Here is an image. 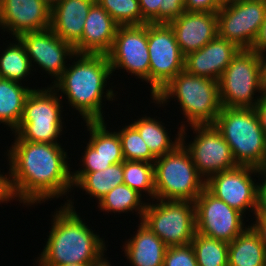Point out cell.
<instances>
[{"instance_id": "cell-39", "label": "cell", "mask_w": 266, "mask_h": 266, "mask_svg": "<svg viewBox=\"0 0 266 266\" xmlns=\"http://www.w3.org/2000/svg\"><path fill=\"white\" fill-rule=\"evenodd\" d=\"M250 49L257 54L266 52V16Z\"/></svg>"}, {"instance_id": "cell-23", "label": "cell", "mask_w": 266, "mask_h": 266, "mask_svg": "<svg viewBox=\"0 0 266 266\" xmlns=\"http://www.w3.org/2000/svg\"><path fill=\"white\" fill-rule=\"evenodd\" d=\"M265 265L266 250L251 226L229 243L228 266Z\"/></svg>"}, {"instance_id": "cell-15", "label": "cell", "mask_w": 266, "mask_h": 266, "mask_svg": "<svg viewBox=\"0 0 266 266\" xmlns=\"http://www.w3.org/2000/svg\"><path fill=\"white\" fill-rule=\"evenodd\" d=\"M262 171L252 166L238 165L232 170L218 172L210 176L206 180L205 188L244 216L247 210L255 214L258 182L255 183L256 180L253 177L255 175L260 177Z\"/></svg>"}, {"instance_id": "cell-7", "label": "cell", "mask_w": 266, "mask_h": 266, "mask_svg": "<svg viewBox=\"0 0 266 266\" xmlns=\"http://www.w3.org/2000/svg\"><path fill=\"white\" fill-rule=\"evenodd\" d=\"M155 199L194 202L205 189L188 150L180 143L154 162Z\"/></svg>"}, {"instance_id": "cell-26", "label": "cell", "mask_w": 266, "mask_h": 266, "mask_svg": "<svg viewBox=\"0 0 266 266\" xmlns=\"http://www.w3.org/2000/svg\"><path fill=\"white\" fill-rule=\"evenodd\" d=\"M139 132L142 139L150 149L151 153L156 157L163 156L174 150L181 143L182 127L178 128L175 140H171L168 136V130L164 127V123L157 119L143 116L131 123Z\"/></svg>"}, {"instance_id": "cell-27", "label": "cell", "mask_w": 266, "mask_h": 266, "mask_svg": "<svg viewBox=\"0 0 266 266\" xmlns=\"http://www.w3.org/2000/svg\"><path fill=\"white\" fill-rule=\"evenodd\" d=\"M0 54V78L19 82L29 76L32 66L24 44L18 37Z\"/></svg>"}, {"instance_id": "cell-31", "label": "cell", "mask_w": 266, "mask_h": 266, "mask_svg": "<svg viewBox=\"0 0 266 266\" xmlns=\"http://www.w3.org/2000/svg\"><path fill=\"white\" fill-rule=\"evenodd\" d=\"M90 138L88 143L104 157H123L118 132H111L105 121H85Z\"/></svg>"}, {"instance_id": "cell-30", "label": "cell", "mask_w": 266, "mask_h": 266, "mask_svg": "<svg viewBox=\"0 0 266 266\" xmlns=\"http://www.w3.org/2000/svg\"><path fill=\"white\" fill-rule=\"evenodd\" d=\"M191 245L198 266H228L229 243L196 232Z\"/></svg>"}, {"instance_id": "cell-10", "label": "cell", "mask_w": 266, "mask_h": 266, "mask_svg": "<svg viewBox=\"0 0 266 266\" xmlns=\"http://www.w3.org/2000/svg\"><path fill=\"white\" fill-rule=\"evenodd\" d=\"M181 143L188 150L198 173L207 180L213 174L229 171L237 167L231 148L214 124L191 125L196 134L193 141L186 144L188 126L181 122Z\"/></svg>"}, {"instance_id": "cell-8", "label": "cell", "mask_w": 266, "mask_h": 266, "mask_svg": "<svg viewBox=\"0 0 266 266\" xmlns=\"http://www.w3.org/2000/svg\"><path fill=\"white\" fill-rule=\"evenodd\" d=\"M218 82L222 107L254 108L264 95L258 54L251 49H240ZM256 92L260 96L254 98Z\"/></svg>"}, {"instance_id": "cell-25", "label": "cell", "mask_w": 266, "mask_h": 266, "mask_svg": "<svg viewBox=\"0 0 266 266\" xmlns=\"http://www.w3.org/2000/svg\"><path fill=\"white\" fill-rule=\"evenodd\" d=\"M22 83L0 78V124L15 131L21 122L24 104L32 88Z\"/></svg>"}, {"instance_id": "cell-28", "label": "cell", "mask_w": 266, "mask_h": 266, "mask_svg": "<svg viewBox=\"0 0 266 266\" xmlns=\"http://www.w3.org/2000/svg\"><path fill=\"white\" fill-rule=\"evenodd\" d=\"M142 199L141 194L122 183L102 197L97 206L107 213L120 214L135 211L141 220L147 205V202L144 203Z\"/></svg>"}, {"instance_id": "cell-41", "label": "cell", "mask_w": 266, "mask_h": 266, "mask_svg": "<svg viewBox=\"0 0 266 266\" xmlns=\"http://www.w3.org/2000/svg\"><path fill=\"white\" fill-rule=\"evenodd\" d=\"M258 115L260 125L266 137V94H264L259 103L254 107Z\"/></svg>"}, {"instance_id": "cell-44", "label": "cell", "mask_w": 266, "mask_h": 266, "mask_svg": "<svg viewBox=\"0 0 266 266\" xmlns=\"http://www.w3.org/2000/svg\"><path fill=\"white\" fill-rule=\"evenodd\" d=\"M103 253L97 260L91 263V266H111L109 260H107L106 255ZM105 256V257H104Z\"/></svg>"}, {"instance_id": "cell-13", "label": "cell", "mask_w": 266, "mask_h": 266, "mask_svg": "<svg viewBox=\"0 0 266 266\" xmlns=\"http://www.w3.org/2000/svg\"><path fill=\"white\" fill-rule=\"evenodd\" d=\"M112 74L125 69L149 83L150 56L148 49V23L144 25L118 26L110 51L106 54Z\"/></svg>"}, {"instance_id": "cell-16", "label": "cell", "mask_w": 266, "mask_h": 266, "mask_svg": "<svg viewBox=\"0 0 266 266\" xmlns=\"http://www.w3.org/2000/svg\"><path fill=\"white\" fill-rule=\"evenodd\" d=\"M18 38L26 48L31 65L32 61L35 62L48 76L54 77L52 84L62 76L67 68V59L72 61L76 54L74 46L63 41L51 28L26 32Z\"/></svg>"}, {"instance_id": "cell-18", "label": "cell", "mask_w": 266, "mask_h": 266, "mask_svg": "<svg viewBox=\"0 0 266 266\" xmlns=\"http://www.w3.org/2000/svg\"><path fill=\"white\" fill-rule=\"evenodd\" d=\"M168 24L184 56L201 49L218 36L216 13L185 11Z\"/></svg>"}, {"instance_id": "cell-17", "label": "cell", "mask_w": 266, "mask_h": 266, "mask_svg": "<svg viewBox=\"0 0 266 266\" xmlns=\"http://www.w3.org/2000/svg\"><path fill=\"white\" fill-rule=\"evenodd\" d=\"M50 23L51 8L40 0H0V27L12 38L48 29Z\"/></svg>"}, {"instance_id": "cell-24", "label": "cell", "mask_w": 266, "mask_h": 266, "mask_svg": "<svg viewBox=\"0 0 266 266\" xmlns=\"http://www.w3.org/2000/svg\"><path fill=\"white\" fill-rule=\"evenodd\" d=\"M73 188H81L99 201L116 186L124 183L123 162L112 164L102 171L72 173Z\"/></svg>"}, {"instance_id": "cell-19", "label": "cell", "mask_w": 266, "mask_h": 266, "mask_svg": "<svg viewBox=\"0 0 266 266\" xmlns=\"http://www.w3.org/2000/svg\"><path fill=\"white\" fill-rule=\"evenodd\" d=\"M239 50L233 42L217 36L201 49L187 54L184 69L196 76L219 81Z\"/></svg>"}, {"instance_id": "cell-37", "label": "cell", "mask_w": 266, "mask_h": 266, "mask_svg": "<svg viewBox=\"0 0 266 266\" xmlns=\"http://www.w3.org/2000/svg\"><path fill=\"white\" fill-rule=\"evenodd\" d=\"M219 9L215 0H185V11L217 13Z\"/></svg>"}, {"instance_id": "cell-3", "label": "cell", "mask_w": 266, "mask_h": 266, "mask_svg": "<svg viewBox=\"0 0 266 266\" xmlns=\"http://www.w3.org/2000/svg\"><path fill=\"white\" fill-rule=\"evenodd\" d=\"M73 200L65 201L52 215L46 245L35 261L39 266L91 264L107 251L104 239L77 214Z\"/></svg>"}, {"instance_id": "cell-9", "label": "cell", "mask_w": 266, "mask_h": 266, "mask_svg": "<svg viewBox=\"0 0 266 266\" xmlns=\"http://www.w3.org/2000/svg\"><path fill=\"white\" fill-rule=\"evenodd\" d=\"M152 201L154 202H147L141 222L168 247L191 244L196 234L194 202L159 199Z\"/></svg>"}, {"instance_id": "cell-40", "label": "cell", "mask_w": 266, "mask_h": 266, "mask_svg": "<svg viewBox=\"0 0 266 266\" xmlns=\"http://www.w3.org/2000/svg\"><path fill=\"white\" fill-rule=\"evenodd\" d=\"M253 218H255V221L249 225L259 235L260 240L266 250V218L263 217H253Z\"/></svg>"}, {"instance_id": "cell-11", "label": "cell", "mask_w": 266, "mask_h": 266, "mask_svg": "<svg viewBox=\"0 0 266 266\" xmlns=\"http://www.w3.org/2000/svg\"><path fill=\"white\" fill-rule=\"evenodd\" d=\"M148 49L150 56L149 85L151 98L182 70L185 56L169 24L148 23Z\"/></svg>"}, {"instance_id": "cell-42", "label": "cell", "mask_w": 266, "mask_h": 266, "mask_svg": "<svg viewBox=\"0 0 266 266\" xmlns=\"http://www.w3.org/2000/svg\"><path fill=\"white\" fill-rule=\"evenodd\" d=\"M266 52L258 54L260 61V83L264 94H266Z\"/></svg>"}, {"instance_id": "cell-47", "label": "cell", "mask_w": 266, "mask_h": 266, "mask_svg": "<svg viewBox=\"0 0 266 266\" xmlns=\"http://www.w3.org/2000/svg\"><path fill=\"white\" fill-rule=\"evenodd\" d=\"M58 266H91V264H82V263H70V264H63Z\"/></svg>"}, {"instance_id": "cell-43", "label": "cell", "mask_w": 266, "mask_h": 266, "mask_svg": "<svg viewBox=\"0 0 266 266\" xmlns=\"http://www.w3.org/2000/svg\"><path fill=\"white\" fill-rule=\"evenodd\" d=\"M1 173V171H0ZM11 202V199L8 194V189H7V183H6V174L3 175L2 173L0 174V204Z\"/></svg>"}, {"instance_id": "cell-35", "label": "cell", "mask_w": 266, "mask_h": 266, "mask_svg": "<svg viewBox=\"0 0 266 266\" xmlns=\"http://www.w3.org/2000/svg\"><path fill=\"white\" fill-rule=\"evenodd\" d=\"M83 151L81 159V169L75 170L72 173H90L96 171H102L111 166L112 164L121 163L124 161V157H104L98 154V152L87 143Z\"/></svg>"}, {"instance_id": "cell-33", "label": "cell", "mask_w": 266, "mask_h": 266, "mask_svg": "<svg viewBox=\"0 0 266 266\" xmlns=\"http://www.w3.org/2000/svg\"><path fill=\"white\" fill-rule=\"evenodd\" d=\"M124 160L154 163L157 159L150 151L138 130L132 125H125L118 130Z\"/></svg>"}, {"instance_id": "cell-29", "label": "cell", "mask_w": 266, "mask_h": 266, "mask_svg": "<svg viewBox=\"0 0 266 266\" xmlns=\"http://www.w3.org/2000/svg\"><path fill=\"white\" fill-rule=\"evenodd\" d=\"M123 178L124 184L139 194L149 195V201L155 199L154 163L124 160Z\"/></svg>"}, {"instance_id": "cell-36", "label": "cell", "mask_w": 266, "mask_h": 266, "mask_svg": "<svg viewBox=\"0 0 266 266\" xmlns=\"http://www.w3.org/2000/svg\"><path fill=\"white\" fill-rule=\"evenodd\" d=\"M163 266H198L192 245L168 247Z\"/></svg>"}, {"instance_id": "cell-12", "label": "cell", "mask_w": 266, "mask_h": 266, "mask_svg": "<svg viewBox=\"0 0 266 266\" xmlns=\"http://www.w3.org/2000/svg\"><path fill=\"white\" fill-rule=\"evenodd\" d=\"M194 205L196 232L203 236L230 243L250 226H245L244 214L216 198L206 188Z\"/></svg>"}, {"instance_id": "cell-2", "label": "cell", "mask_w": 266, "mask_h": 266, "mask_svg": "<svg viewBox=\"0 0 266 266\" xmlns=\"http://www.w3.org/2000/svg\"><path fill=\"white\" fill-rule=\"evenodd\" d=\"M73 58L72 65L67 64L62 76L51 86L66 96L68 104L78 110L84 122L105 121L102 101L116 98L112 88L105 89L112 75L107 55L76 53Z\"/></svg>"}, {"instance_id": "cell-38", "label": "cell", "mask_w": 266, "mask_h": 266, "mask_svg": "<svg viewBox=\"0 0 266 266\" xmlns=\"http://www.w3.org/2000/svg\"><path fill=\"white\" fill-rule=\"evenodd\" d=\"M260 178L262 179L261 183H258L257 206L254 216L266 218V170L262 171Z\"/></svg>"}, {"instance_id": "cell-1", "label": "cell", "mask_w": 266, "mask_h": 266, "mask_svg": "<svg viewBox=\"0 0 266 266\" xmlns=\"http://www.w3.org/2000/svg\"><path fill=\"white\" fill-rule=\"evenodd\" d=\"M9 149L6 183L12 201L34 206L73 189L69 158L59 143L14 141Z\"/></svg>"}, {"instance_id": "cell-14", "label": "cell", "mask_w": 266, "mask_h": 266, "mask_svg": "<svg viewBox=\"0 0 266 266\" xmlns=\"http://www.w3.org/2000/svg\"><path fill=\"white\" fill-rule=\"evenodd\" d=\"M218 36L250 49L266 16V3L237 0L217 11Z\"/></svg>"}, {"instance_id": "cell-21", "label": "cell", "mask_w": 266, "mask_h": 266, "mask_svg": "<svg viewBox=\"0 0 266 266\" xmlns=\"http://www.w3.org/2000/svg\"><path fill=\"white\" fill-rule=\"evenodd\" d=\"M96 0H58L51 9L50 28L63 41L75 46L82 37L85 19Z\"/></svg>"}, {"instance_id": "cell-4", "label": "cell", "mask_w": 266, "mask_h": 266, "mask_svg": "<svg viewBox=\"0 0 266 266\" xmlns=\"http://www.w3.org/2000/svg\"><path fill=\"white\" fill-rule=\"evenodd\" d=\"M174 97L184 120L191 125L214 124L221 110L219 82L180 71L156 96L153 103L163 106Z\"/></svg>"}, {"instance_id": "cell-45", "label": "cell", "mask_w": 266, "mask_h": 266, "mask_svg": "<svg viewBox=\"0 0 266 266\" xmlns=\"http://www.w3.org/2000/svg\"><path fill=\"white\" fill-rule=\"evenodd\" d=\"M237 0H215V3L219 6H226V5H230L232 3H234Z\"/></svg>"}, {"instance_id": "cell-20", "label": "cell", "mask_w": 266, "mask_h": 266, "mask_svg": "<svg viewBox=\"0 0 266 266\" xmlns=\"http://www.w3.org/2000/svg\"><path fill=\"white\" fill-rule=\"evenodd\" d=\"M118 26L96 1L85 19L81 40L74 46L76 53L107 54Z\"/></svg>"}, {"instance_id": "cell-6", "label": "cell", "mask_w": 266, "mask_h": 266, "mask_svg": "<svg viewBox=\"0 0 266 266\" xmlns=\"http://www.w3.org/2000/svg\"><path fill=\"white\" fill-rule=\"evenodd\" d=\"M62 97L51 85L33 88L25 100L21 122L12 132L14 141L58 143L64 129Z\"/></svg>"}, {"instance_id": "cell-32", "label": "cell", "mask_w": 266, "mask_h": 266, "mask_svg": "<svg viewBox=\"0 0 266 266\" xmlns=\"http://www.w3.org/2000/svg\"><path fill=\"white\" fill-rule=\"evenodd\" d=\"M147 23L168 24L185 12V0H139Z\"/></svg>"}, {"instance_id": "cell-48", "label": "cell", "mask_w": 266, "mask_h": 266, "mask_svg": "<svg viewBox=\"0 0 266 266\" xmlns=\"http://www.w3.org/2000/svg\"><path fill=\"white\" fill-rule=\"evenodd\" d=\"M246 1H261V2L266 3V0H246Z\"/></svg>"}, {"instance_id": "cell-34", "label": "cell", "mask_w": 266, "mask_h": 266, "mask_svg": "<svg viewBox=\"0 0 266 266\" xmlns=\"http://www.w3.org/2000/svg\"><path fill=\"white\" fill-rule=\"evenodd\" d=\"M119 26L144 25L139 0H96Z\"/></svg>"}, {"instance_id": "cell-5", "label": "cell", "mask_w": 266, "mask_h": 266, "mask_svg": "<svg viewBox=\"0 0 266 266\" xmlns=\"http://www.w3.org/2000/svg\"><path fill=\"white\" fill-rule=\"evenodd\" d=\"M214 125L237 165L266 170V137L254 108L221 107Z\"/></svg>"}, {"instance_id": "cell-22", "label": "cell", "mask_w": 266, "mask_h": 266, "mask_svg": "<svg viewBox=\"0 0 266 266\" xmlns=\"http://www.w3.org/2000/svg\"><path fill=\"white\" fill-rule=\"evenodd\" d=\"M124 244V254L132 266H163L168 246L141 221L137 233Z\"/></svg>"}, {"instance_id": "cell-46", "label": "cell", "mask_w": 266, "mask_h": 266, "mask_svg": "<svg viewBox=\"0 0 266 266\" xmlns=\"http://www.w3.org/2000/svg\"><path fill=\"white\" fill-rule=\"evenodd\" d=\"M44 4H46L51 9L57 4L58 0H40Z\"/></svg>"}]
</instances>
